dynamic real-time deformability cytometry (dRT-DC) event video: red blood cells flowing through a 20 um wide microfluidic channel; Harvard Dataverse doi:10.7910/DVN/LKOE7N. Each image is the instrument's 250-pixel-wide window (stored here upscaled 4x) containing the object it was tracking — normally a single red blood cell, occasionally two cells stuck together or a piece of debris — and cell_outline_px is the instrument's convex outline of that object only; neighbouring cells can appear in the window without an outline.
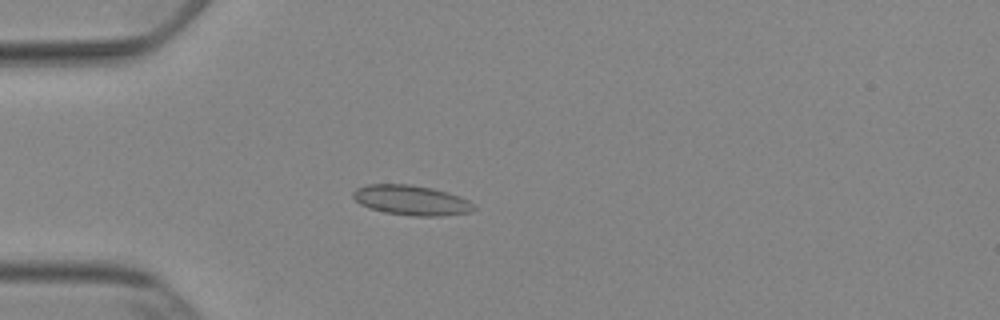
{"species": "Egyptian fruit bat (a non-hibernating species)", "species_latin": "Rousettus aegyptiacus", "temperature_condition": "cold", "stored_images_in_passage": 41, "camera_frame_rate_fps": 3000, "um_per_image_px": 0.085, "animal": {"sex": "female"}, "frame": {"image": 1, "passage_image": 8, "time_ms": 2.333, "image_size_px": [1000, 320], "cell_outline_px": [[476, 208], [472, 212], [440, 216], [412, 216], [384, 212], [368, 208], [360, 204], [352, 196], [352, 192], [356, 188], [368, 184], [412, 184], [432, 188], [448, 192], [460, 196], [468, 200]], "centroid_in_image_um": [34.95, 17.02], "position_along_channel_um": 50.0, "area_um2": 21.27}}
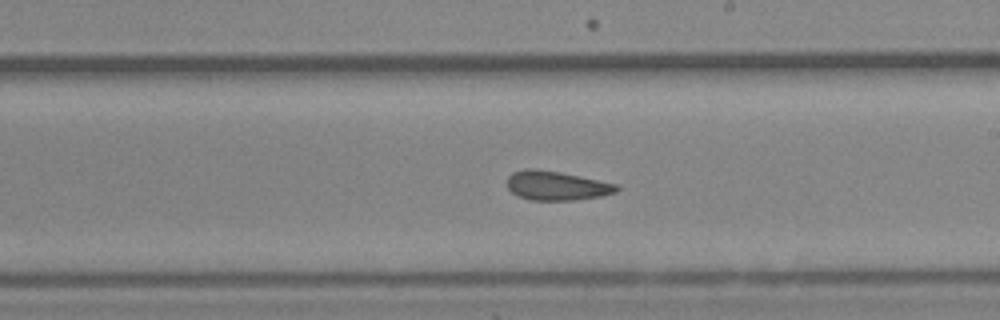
{"frame": {"image": 2, "passage_image": 24, "time_ms": 7.667, "image_size_px": [1000, 320], "cell_outline_px": [[620, 188], [616, 192], [600, 196], [572, 200], [528, 200], [516, 196], [508, 188], [508, 176], [512, 172], [528, 168], [536, 168], [560, 172], [580, 176], [616, 184]], "centroid_in_image_um": [47.26, 15.78], "position_along_channel_um": 241.7, "area_um2": 18.61}}
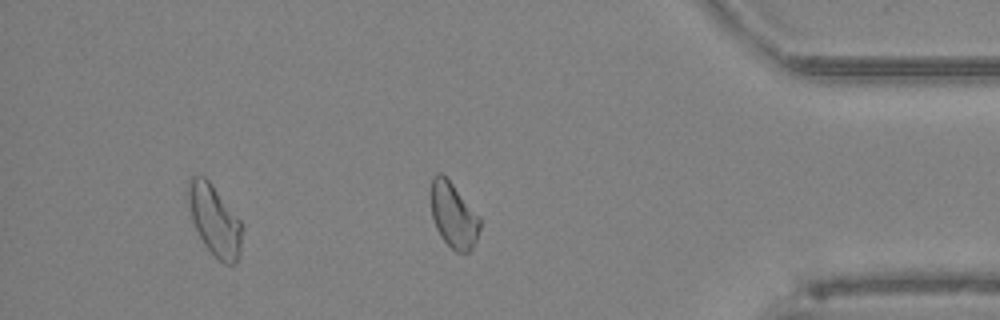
{"frame": {"image": 3, "passage_image": 38, "time_ms": 12.333, "image_size_px": [1000, 320], "cell_outline_px": [[240, 256], [236, 264], [224, 264], [204, 244], [192, 220], [184, 196], [188, 180], [192, 176], [204, 176], [212, 184], [240, 220]], "centroid_in_image_um": [18.17, 18.67], "position_along_channel_um": 417.0, "area_um2": 22.14}, "authors_computed_cell_mechanics": {"area_um2": 19.2474, "velocity_mm_per_s": 3.8697, "shape_relaxation_time_tau1_ms": null, "shape_relaxation_time_tau2_ms": 2.7689, "deformation_change_tau1": null, "deformation_change_tau2": 0.0765}}